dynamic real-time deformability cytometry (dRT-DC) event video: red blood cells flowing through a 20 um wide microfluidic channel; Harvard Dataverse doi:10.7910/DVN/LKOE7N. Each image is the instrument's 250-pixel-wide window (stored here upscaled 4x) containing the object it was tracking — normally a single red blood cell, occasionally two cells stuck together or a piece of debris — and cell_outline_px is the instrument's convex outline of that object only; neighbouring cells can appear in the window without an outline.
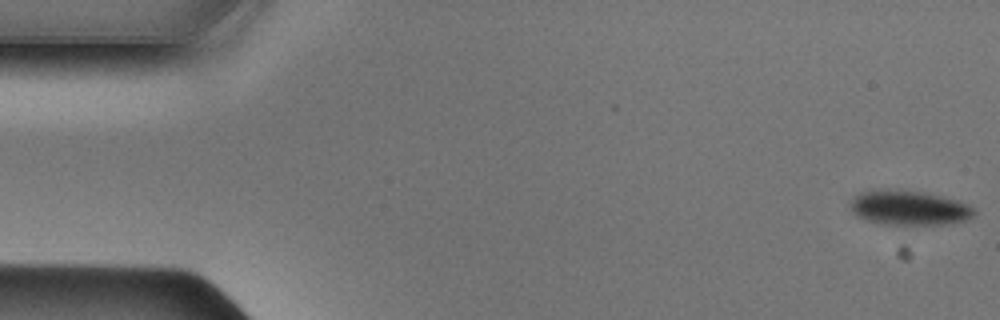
{"species": "Egyptian fruit bat (a non-hibernating species)", "species_latin": "Rousettus aegyptiacus", "temperature_condition": "cold", "stored_images_in_passage": 49, "camera_frame_rate_fps": 3000, "um_per_image_px": 0.085, "animal": {"sex": "male"}, "frame": {"image": 1, "passage_image": 1, "time_ms": 0.0, "image_size_px": [1000, 320], "cell_outline_px": [[976, 212], [972, 216], [964, 220], [940, 224], [884, 224], [868, 220], [856, 216], [852, 212], [848, 204], [852, 196], [860, 192], [872, 188], [888, 188], [924, 192], [960, 200], [968, 204]], "centroid_in_image_um": [77.17, 17.62], "position_along_channel_um": 7.8, "area_um2": 25.37}}
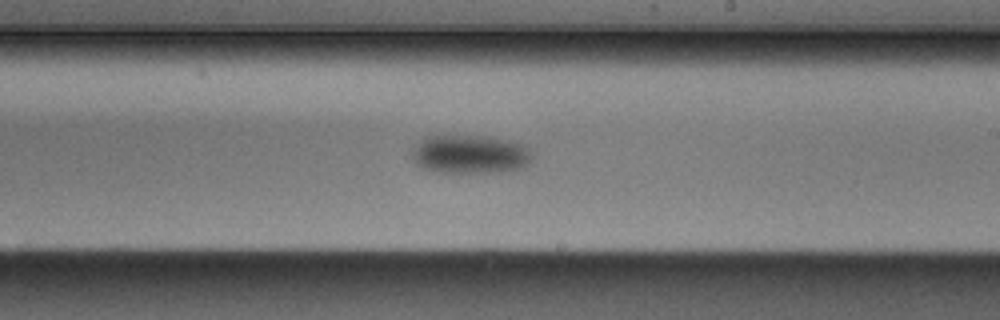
{"frame": {"image": 2, "passage_image": 28, "time_ms": 9.0, "image_size_px": [1000, 320], "cell_outline_px": [[532, 160], [524, 168], [500, 172], [436, 172], [424, 168], [416, 164], [412, 160], [412, 152], [416, 144], [424, 136], [488, 136], [512, 140], [524, 144], [532, 152]], "centroid_in_image_um": [39.99, 13.11], "position_along_channel_um": 249.0, "area_um2": 27.46}}
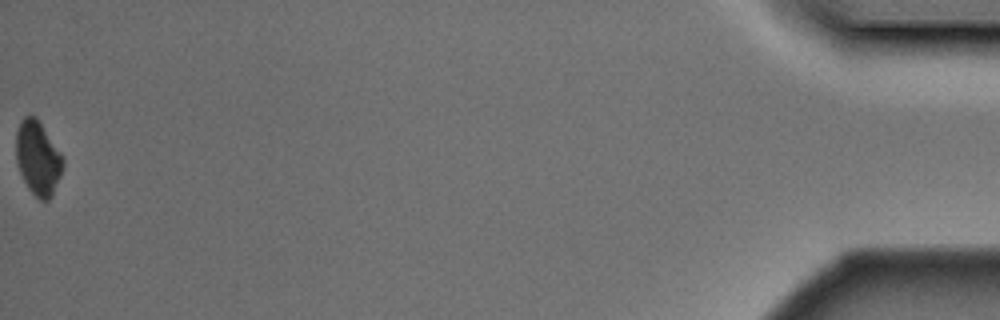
{"frame": {"image": 3, "passage_image": 49, "time_ms": 16.0, "image_size_px": [1000, 320], "cell_outline_px": [[64, 164], [60, 176], [52, 196], [48, 200], [40, 200], [28, 188], [20, 172], [16, 160], [16, 132], [20, 120], [24, 116], [36, 116], [60, 152], [64, 160]], "centroid_in_image_um": [3.21, 13.42], "position_along_channel_um": 432.0, "area_um2": 20.11}}